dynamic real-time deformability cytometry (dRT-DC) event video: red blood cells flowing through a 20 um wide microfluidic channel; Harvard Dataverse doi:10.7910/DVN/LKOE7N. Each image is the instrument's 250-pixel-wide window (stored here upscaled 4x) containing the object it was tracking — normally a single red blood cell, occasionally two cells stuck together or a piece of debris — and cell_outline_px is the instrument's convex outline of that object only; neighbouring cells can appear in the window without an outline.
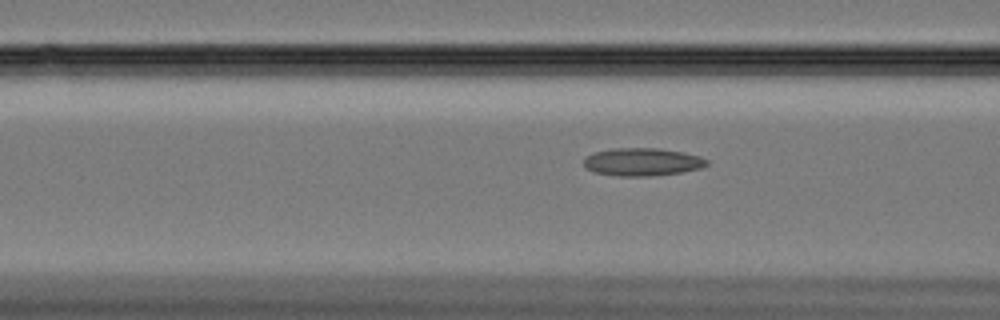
{"species": "Egyptian fruit bat (a non-hibernating species)", "species_latin": "Rousettus aegyptiacus", "temperature_condition": "cold", "stored_images_in_passage": 55, "camera_frame_rate_fps": 3000, "um_per_image_px": 0.085, "animal": {"sex": "female"}, "frame": {"image": 1, "passage_image": 18, "time_ms": 5.667, "image_size_px": [1000, 320], "cell_outline_px": [[708, 164], [700, 168], [680, 172], [648, 176], [620, 176], [592, 172], [584, 164], [584, 156], [592, 152], [612, 148], [660, 148], [684, 152], [700, 156], [708, 160]], "centroid_in_image_um": [54.57, 13.75], "position_along_channel_um": 112.0, "area_um2": 20.06}}
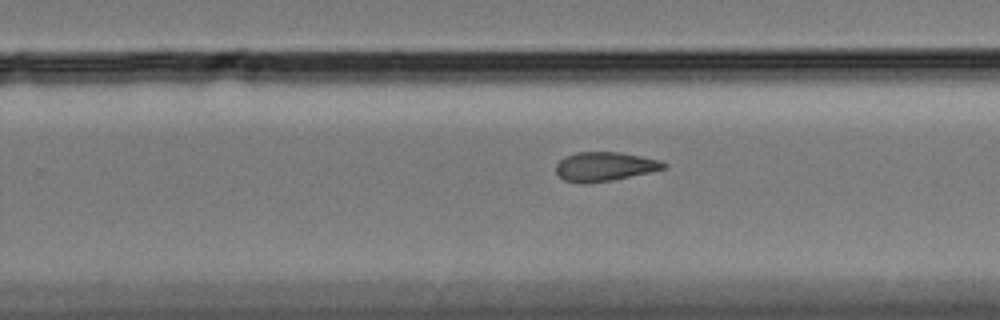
{"frame": {"image": 2, "passage_image": 33, "time_ms": 10.667, "image_size_px": [1000, 320], "cell_outline_px": [[668, 164], [664, 168], [648, 172], [612, 180], [564, 180], [556, 172], [556, 164], [564, 156], [576, 152], [620, 152], [660, 160]], "centroid_in_image_um": [51.41, 14.1], "position_along_channel_um": 278.4, "area_um2": 17.46}}
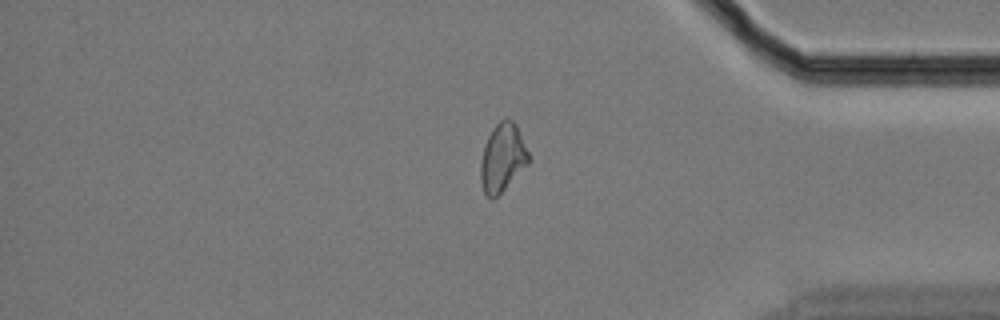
{"frame": {"image": 3, "passage_image": 45, "time_ms": 14.667, "image_size_px": [1000, 320], "cell_outline_px": [[528, 164], [492, 200], [484, 192], [480, 180], [480, 164], [484, 144], [492, 128], [504, 116], [508, 116], [516, 124], [528, 152]], "centroid_in_image_um": [42.69, 13.35], "position_along_channel_um": 392.5, "area_um2": 18.9}, "authors_computed_cell_mechanics": {"area_um2": 19.0162, "velocity_mm_per_s": 3.3279, "shape_relaxation_time_tau1_ms": null, "shape_relaxation_time_tau2_ms": 3.7571, "deformation_change_tau1": null, "deformation_change_tau2": 0.1119}}